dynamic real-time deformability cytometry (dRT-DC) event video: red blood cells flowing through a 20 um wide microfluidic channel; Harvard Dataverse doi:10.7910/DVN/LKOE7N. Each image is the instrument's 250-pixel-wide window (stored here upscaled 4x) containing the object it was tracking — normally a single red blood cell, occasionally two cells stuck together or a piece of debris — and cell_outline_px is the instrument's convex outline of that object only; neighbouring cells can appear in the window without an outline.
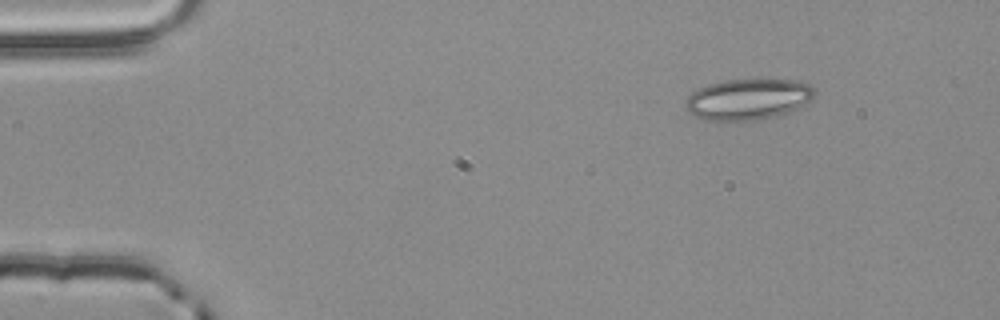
{"species": "common noctule bat (a hibernating species)", "species_latin": "Nyctalus noctula", "temperature_condition": "room temperature", "stored_images_in_passage": 3, "camera_frame_rate_fps": 3000, "um_per_image_px": 0.085, "animal": {"sex": "male", "body_mass_g": 20.4}, "frame": {"image": 1, "passage_image": 3, "time_ms": 0.667, "image_size_px": [1000, 320], "cell_outline_px": [[816, 92], [808, 100], [796, 108], [788, 112], [776, 116], [756, 120], [704, 120], [688, 112], [684, 108], [684, 104], [688, 96], [692, 92], [700, 88], [724, 80], [756, 76], [796, 80], [808, 84], [816, 88]], "centroid_in_image_um": [63.58, 8.38], "position_along_channel_um": 21.4, "area_um2": 31.5}}